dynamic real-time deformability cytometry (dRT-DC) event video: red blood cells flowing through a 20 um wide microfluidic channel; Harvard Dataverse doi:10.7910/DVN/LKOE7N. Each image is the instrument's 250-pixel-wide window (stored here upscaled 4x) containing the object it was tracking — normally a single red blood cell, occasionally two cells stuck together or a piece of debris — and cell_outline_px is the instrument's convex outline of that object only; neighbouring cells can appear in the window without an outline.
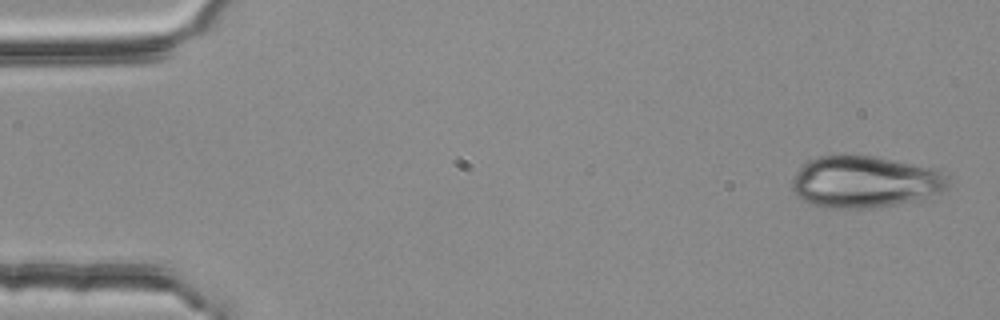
{"species": "common noctule bat (a hibernating species)", "species_latin": "Nyctalus noctula", "temperature_condition": "room temperature", "stored_images_in_passage": 5, "segment_of_instrument_passage": [1, 2], "camera_frame_rate_fps": 3000, "um_per_image_px": 0.085, "animal": {"sex": "female", "body_mass_g": 25.1}, "frame": {"image": 1, "passage_image": 1, "time_ms": 0.0, "image_size_px": [1000, 320], "cell_outline_px": [[948, 188], [940, 192], [920, 200], [896, 204], [868, 208], [824, 208], [800, 200], [796, 196], [792, 188], [792, 180], [796, 172], [808, 160], [820, 156], [872, 156], [932, 168], [940, 172], [944, 176], [948, 184]], "centroid_in_image_um": [73.46, 15.48], "position_along_channel_um": 11.5, "area_um2": 46.7}}